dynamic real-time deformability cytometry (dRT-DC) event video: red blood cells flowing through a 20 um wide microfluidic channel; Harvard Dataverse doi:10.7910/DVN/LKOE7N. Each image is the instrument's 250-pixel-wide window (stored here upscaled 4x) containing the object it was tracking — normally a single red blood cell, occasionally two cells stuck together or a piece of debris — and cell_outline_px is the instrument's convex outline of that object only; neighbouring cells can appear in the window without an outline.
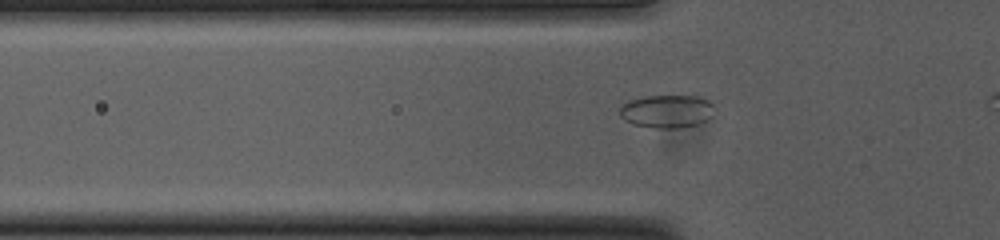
{"species": "common noctule bat (a hibernating species)", "species_latin": "Nyctalus noctula", "temperature_condition": "cold", "stored_images_in_passage": 37, "camera_frame_rate_fps": 3000, "um_per_image_px": 0.085, "animal": {"sex": "female", "body_mass_g": 23.0, "forearm_length_mm": 53.4}, "frame": {"image": 1, "passage_image": 10, "time_ms": 3.0, "image_size_px": [1000, 240], "cell_outline_px": [[712, 116], [696, 124], [676, 128], [656, 128], [632, 124], [624, 120], [620, 116], [620, 108], [628, 100], [644, 96], [696, 96], [708, 100], [712, 104]], "centroid_in_image_um": [56.63, 9.45], "position_along_channel_um": 69.2, "area_um2": 18.03}}
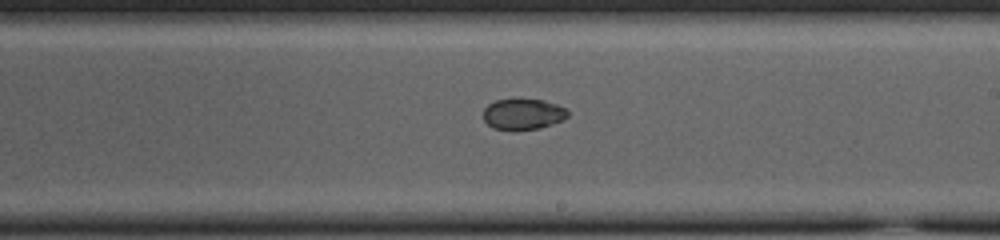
{"frame": {"image": 2, "passage_image": 24, "time_ms": 7.667, "image_size_px": [1000, 240], "cell_outline_px": [[568, 116], [552, 124], [540, 128], [492, 128], [484, 120], [484, 108], [488, 104], [496, 100], [512, 96], [544, 100], [556, 104], [564, 108], [568, 112]], "centroid_in_image_um": [44.43, 9.62], "position_along_channel_um": 244.6, "area_um2": 15.26}}
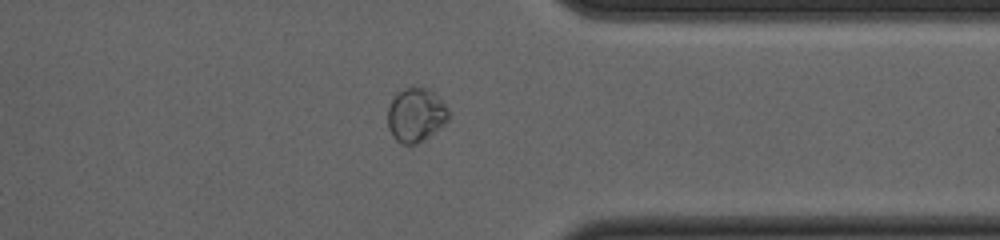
{"frame": {"image": 3, "passage_image": 35, "time_ms": 11.333, "image_size_px": [1000, 240], "cell_outline_px": [[448, 120], [428, 136], [416, 144], [400, 144], [392, 136], [388, 128], [388, 108], [392, 100], [404, 88], [412, 84], [428, 88], [448, 108]], "centroid_in_image_um": [35.32, 9.75], "position_along_channel_um": 376.1, "area_um2": 18.96}}